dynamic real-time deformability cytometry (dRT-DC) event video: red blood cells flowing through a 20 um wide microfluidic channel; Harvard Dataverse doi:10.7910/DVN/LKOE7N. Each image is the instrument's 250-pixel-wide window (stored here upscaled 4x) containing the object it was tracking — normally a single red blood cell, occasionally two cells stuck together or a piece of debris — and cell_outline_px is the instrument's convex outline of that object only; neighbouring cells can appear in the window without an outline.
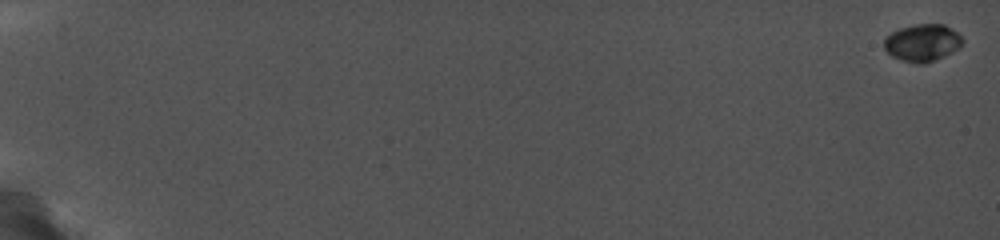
{"species": "common noctule bat (a hibernating species)", "species_latin": "Nyctalus noctula", "temperature_condition": "cold", "stored_images_in_passage": 12, "camera_frame_rate_fps": 5000, "um_per_image_px": 0.085, "animal": {"sex": "female", "body_mass_g": 19.0, "forearm_length_mm": 56.7}, "frame": {"image": 1, "passage_image": 1, "time_ms": 0.0, "image_size_px": [1000, 240], "cell_outline_px": [[964, 40], [952, 52], [932, 60], [920, 64], [916, 64], [900, 60], [892, 56], [884, 48], [884, 40], [892, 32], [900, 28], [916, 24], [944, 24], [952, 28]], "centroid_in_image_um": [78.38, 3.62], "position_along_channel_um": 6.6, "area_um2": 16.7}}
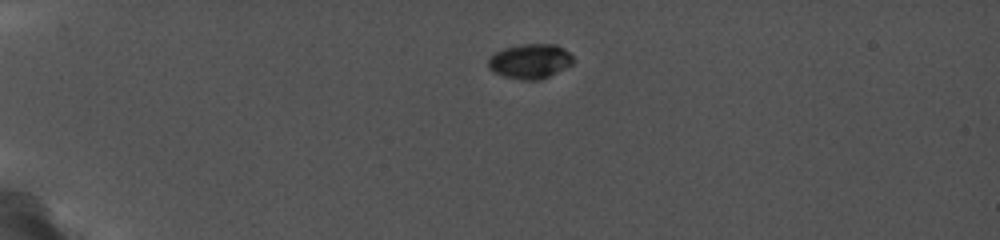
{"frame": {"image": 2, "passage_image": 7, "time_ms": 5.2, "image_size_px": [1000, 240], "cell_outline_px": [[576, 60], [572, 64], [540, 80], [524, 80], [504, 76], [492, 72], [488, 68], [488, 60], [496, 52], [504, 48], [520, 44], [556, 44], [564, 48]], "centroid_in_image_um": [45.06, 5.2], "position_along_channel_um": 39.9, "area_um2": 17.17}}
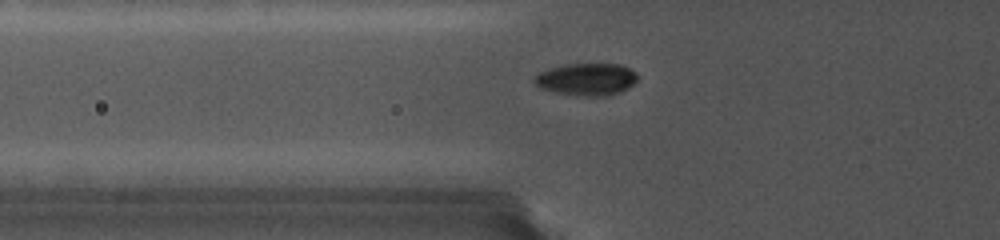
{"frame": {"image": 3, "passage_image": 10, "time_ms": 7.8, "image_size_px": [1000, 240], "cell_outline_px": [[636, 80], [632, 84], [620, 92], [608, 96], [588, 96], [560, 92], [544, 88], [536, 84], [536, 76], [540, 72], [564, 64], [620, 64], [628, 68], [636, 76]], "centroid_in_image_um": [49.9, 6.73], "position_along_channel_um": 75.9, "area_um2": 18.61}}